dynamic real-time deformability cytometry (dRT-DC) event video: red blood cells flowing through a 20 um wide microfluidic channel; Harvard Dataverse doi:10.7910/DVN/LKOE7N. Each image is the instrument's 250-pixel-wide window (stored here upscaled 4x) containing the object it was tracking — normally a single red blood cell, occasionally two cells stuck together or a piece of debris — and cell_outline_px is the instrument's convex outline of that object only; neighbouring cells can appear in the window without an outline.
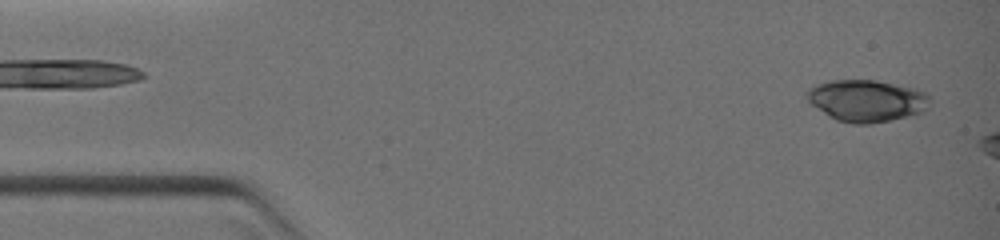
{"species": "common noctule bat (a hibernating species)", "species_latin": "Nyctalus noctula", "temperature_condition": "warm", "stored_images_in_passage": 5, "camera_frame_rate_fps": 3000, "um_per_image_px": 0.085, "animal": {"sex": "female", "body_mass_g": 19.0, "forearm_length_mm": 51.5}, "frame": {"image": 1, "passage_image": 5, "time_ms": 3.333, "image_size_px": [1000, 240], "cell_outline_px": [[932, 108], [924, 112], [888, 120], [868, 124], [856, 124], [836, 120], [812, 104], [808, 100], [808, 88], [816, 84], [828, 80], [876, 80], [916, 88], [928, 92]], "centroid_in_image_um": [73.74, 8.54], "position_along_channel_um": 11.3, "area_um2": 30.11}}